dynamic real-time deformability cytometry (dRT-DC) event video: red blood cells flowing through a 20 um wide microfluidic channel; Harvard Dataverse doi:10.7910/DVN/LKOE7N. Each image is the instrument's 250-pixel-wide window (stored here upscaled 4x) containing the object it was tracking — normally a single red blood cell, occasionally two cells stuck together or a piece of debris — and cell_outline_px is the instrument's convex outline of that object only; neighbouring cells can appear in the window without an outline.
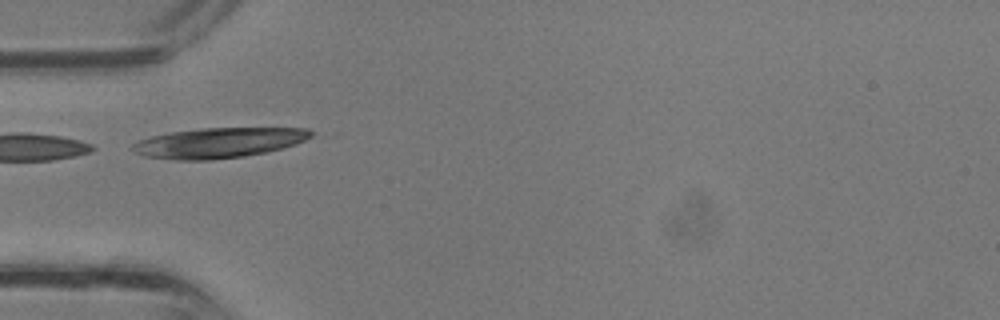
{"species": "common noctule bat (a hibernating species)", "species_latin": "Nyctalus noctula", "temperature_condition": "room temperature", "stored_images_in_passage": 9, "camera_frame_rate_fps": 3000, "um_per_image_px": 0.085, "animal": {"sex": "male", "body_mass_g": 13.3}, "frame": {"image": 1, "passage_image": 3, "time_ms": 0.667, "image_size_px": [1000, 320], "cell_outline_px": [[312, 136], [296, 144], [284, 148], [244, 156], [212, 160], [172, 160], [144, 156], [132, 152], [128, 148], [136, 140], [152, 136], [172, 132], [200, 128], [308, 128], [312, 132]], "centroid_in_image_um": [18.52, 12.14], "position_along_channel_um": 66.5, "area_um2": 31.62}}
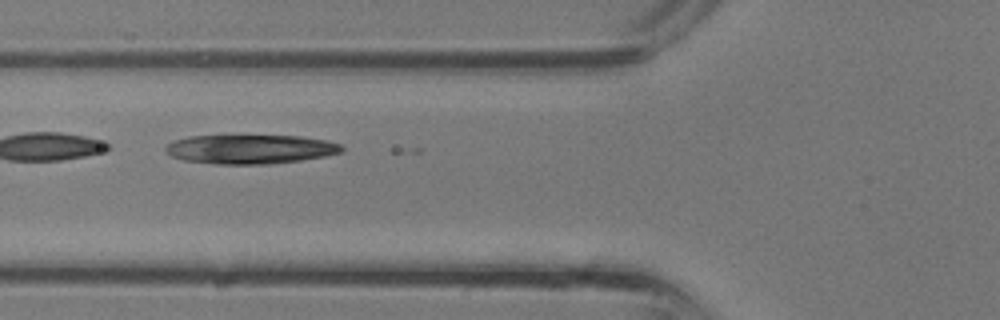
{"frame": {"image": 2, "passage_image": 5, "time_ms": 1.333, "image_size_px": [1000, 320], "cell_outline_px": [[344, 148], [340, 152], [324, 156], [300, 160], [268, 164], [216, 164], [184, 160], [172, 156], [164, 148], [168, 144], [176, 140], [188, 136], [300, 136], [324, 140], [340, 144]], "centroid_in_image_um": [21.27, 12.68], "position_along_channel_um": 104.5, "area_um2": 29.54}}